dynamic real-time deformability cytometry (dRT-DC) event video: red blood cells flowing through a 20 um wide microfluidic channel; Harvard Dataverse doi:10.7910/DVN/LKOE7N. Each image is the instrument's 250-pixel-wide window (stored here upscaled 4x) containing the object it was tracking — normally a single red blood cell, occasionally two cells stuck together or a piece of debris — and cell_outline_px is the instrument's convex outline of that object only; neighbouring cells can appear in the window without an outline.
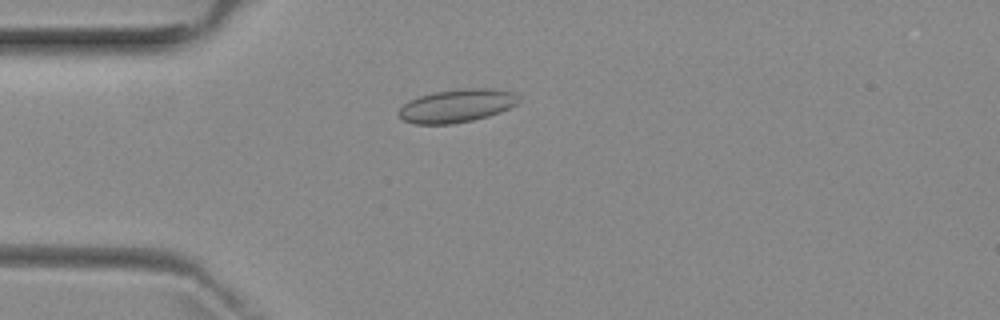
{"species": "common noctule bat (a hibernating species)", "species_latin": "Nyctalus noctula", "temperature_condition": "room temperature", "stored_images_in_passage": 4, "camera_frame_rate_fps": 3000, "um_per_image_px": 0.085, "animal": {"sex": "female", "body_mass_g": 29.2, "forearm_length_mm": 56.3}, "frame": {"image": 1, "passage_image": 4, "time_ms": 4.333, "image_size_px": [1000, 320], "cell_outline_px": [[520, 100], [516, 104], [500, 112], [488, 116], [472, 120], [452, 124], [412, 124], [404, 120], [396, 112], [408, 100], [432, 92], [460, 88], [492, 88], [512, 92]], "centroid_in_image_um": [38.79, 8.98], "position_along_channel_um": 46.2, "area_um2": 23.24}}